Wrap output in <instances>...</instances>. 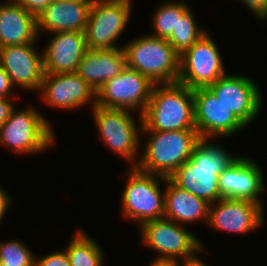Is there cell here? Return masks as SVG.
I'll return each mask as SVG.
<instances>
[{
    "instance_id": "cell-4",
    "label": "cell",
    "mask_w": 267,
    "mask_h": 266,
    "mask_svg": "<svg viewBox=\"0 0 267 266\" xmlns=\"http://www.w3.org/2000/svg\"><path fill=\"white\" fill-rule=\"evenodd\" d=\"M122 46L126 66L146 76L153 84L178 82L180 56L166 39L147 34Z\"/></svg>"
},
{
    "instance_id": "cell-1",
    "label": "cell",
    "mask_w": 267,
    "mask_h": 266,
    "mask_svg": "<svg viewBox=\"0 0 267 266\" xmlns=\"http://www.w3.org/2000/svg\"><path fill=\"white\" fill-rule=\"evenodd\" d=\"M211 140L200 138L191 158L169 177L177 186L209 204L222 199L219 175L239 156Z\"/></svg>"
},
{
    "instance_id": "cell-26",
    "label": "cell",
    "mask_w": 267,
    "mask_h": 266,
    "mask_svg": "<svg viewBox=\"0 0 267 266\" xmlns=\"http://www.w3.org/2000/svg\"><path fill=\"white\" fill-rule=\"evenodd\" d=\"M35 258L22 241H0V266H35Z\"/></svg>"
},
{
    "instance_id": "cell-12",
    "label": "cell",
    "mask_w": 267,
    "mask_h": 266,
    "mask_svg": "<svg viewBox=\"0 0 267 266\" xmlns=\"http://www.w3.org/2000/svg\"><path fill=\"white\" fill-rule=\"evenodd\" d=\"M245 125L258 118L262 94L254 80L242 74H224L207 87Z\"/></svg>"
},
{
    "instance_id": "cell-24",
    "label": "cell",
    "mask_w": 267,
    "mask_h": 266,
    "mask_svg": "<svg viewBox=\"0 0 267 266\" xmlns=\"http://www.w3.org/2000/svg\"><path fill=\"white\" fill-rule=\"evenodd\" d=\"M197 23L191 7L181 16H177L175 31L166 40L179 56L206 34Z\"/></svg>"
},
{
    "instance_id": "cell-33",
    "label": "cell",
    "mask_w": 267,
    "mask_h": 266,
    "mask_svg": "<svg viewBox=\"0 0 267 266\" xmlns=\"http://www.w3.org/2000/svg\"><path fill=\"white\" fill-rule=\"evenodd\" d=\"M11 201H13L12 197L0 187V223L11 205Z\"/></svg>"
},
{
    "instance_id": "cell-29",
    "label": "cell",
    "mask_w": 267,
    "mask_h": 266,
    "mask_svg": "<svg viewBox=\"0 0 267 266\" xmlns=\"http://www.w3.org/2000/svg\"><path fill=\"white\" fill-rule=\"evenodd\" d=\"M27 12L36 17L55 0H16Z\"/></svg>"
},
{
    "instance_id": "cell-10",
    "label": "cell",
    "mask_w": 267,
    "mask_h": 266,
    "mask_svg": "<svg viewBox=\"0 0 267 266\" xmlns=\"http://www.w3.org/2000/svg\"><path fill=\"white\" fill-rule=\"evenodd\" d=\"M153 83L138 71L125 67L96 92V105L109 109H123L143 115ZM139 110V111H138Z\"/></svg>"
},
{
    "instance_id": "cell-27",
    "label": "cell",
    "mask_w": 267,
    "mask_h": 266,
    "mask_svg": "<svg viewBox=\"0 0 267 266\" xmlns=\"http://www.w3.org/2000/svg\"><path fill=\"white\" fill-rule=\"evenodd\" d=\"M35 266H71L65 250L35 258Z\"/></svg>"
},
{
    "instance_id": "cell-25",
    "label": "cell",
    "mask_w": 267,
    "mask_h": 266,
    "mask_svg": "<svg viewBox=\"0 0 267 266\" xmlns=\"http://www.w3.org/2000/svg\"><path fill=\"white\" fill-rule=\"evenodd\" d=\"M189 4L184 1H166L156 8L152 15V27L154 33L150 34L155 37L167 39L172 31H175L177 16H181L188 8Z\"/></svg>"
},
{
    "instance_id": "cell-32",
    "label": "cell",
    "mask_w": 267,
    "mask_h": 266,
    "mask_svg": "<svg viewBox=\"0 0 267 266\" xmlns=\"http://www.w3.org/2000/svg\"><path fill=\"white\" fill-rule=\"evenodd\" d=\"M14 108V103L10 98L0 97V125L9 119Z\"/></svg>"
},
{
    "instance_id": "cell-21",
    "label": "cell",
    "mask_w": 267,
    "mask_h": 266,
    "mask_svg": "<svg viewBox=\"0 0 267 266\" xmlns=\"http://www.w3.org/2000/svg\"><path fill=\"white\" fill-rule=\"evenodd\" d=\"M36 16L27 12L16 0L0 3V45H22L37 42Z\"/></svg>"
},
{
    "instance_id": "cell-31",
    "label": "cell",
    "mask_w": 267,
    "mask_h": 266,
    "mask_svg": "<svg viewBox=\"0 0 267 266\" xmlns=\"http://www.w3.org/2000/svg\"><path fill=\"white\" fill-rule=\"evenodd\" d=\"M205 250V246L204 244H202V246L196 250L192 255L187 256L185 258H181L182 260H177L178 261V265L179 266H208L206 263L202 262L199 258H198V253H204ZM198 252V253H197Z\"/></svg>"
},
{
    "instance_id": "cell-30",
    "label": "cell",
    "mask_w": 267,
    "mask_h": 266,
    "mask_svg": "<svg viewBox=\"0 0 267 266\" xmlns=\"http://www.w3.org/2000/svg\"><path fill=\"white\" fill-rule=\"evenodd\" d=\"M13 88H14V86L11 82V79L9 78V75L0 66V97H8V98L14 99L15 98V97H13L14 93L12 94Z\"/></svg>"
},
{
    "instance_id": "cell-18",
    "label": "cell",
    "mask_w": 267,
    "mask_h": 266,
    "mask_svg": "<svg viewBox=\"0 0 267 266\" xmlns=\"http://www.w3.org/2000/svg\"><path fill=\"white\" fill-rule=\"evenodd\" d=\"M43 50L44 73H74L88 50L85 32H54Z\"/></svg>"
},
{
    "instance_id": "cell-34",
    "label": "cell",
    "mask_w": 267,
    "mask_h": 266,
    "mask_svg": "<svg viewBox=\"0 0 267 266\" xmlns=\"http://www.w3.org/2000/svg\"><path fill=\"white\" fill-rule=\"evenodd\" d=\"M149 266H179L177 260L152 259Z\"/></svg>"
},
{
    "instance_id": "cell-17",
    "label": "cell",
    "mask_w": 267,
    "mask_h": 266,
    "mask_svg": "<svg viewBox=\"0 0 267 266\" xmlns=\"http://www.w3.org/2000/svg\"><path fill=\"white\" fill-rule=\"evenodd\" d=\"M263 173L252 159L238 156L219 175V191L222 198L248 200L261 204L259 197L265 191Z\"/></svg>"
},
{
    "instance_id": "cell-35",
    "label": "cell",
    "mask_w": 267,
    "mask_h": 266,
    "mask_svg": "<svg viewBox=\"0 0 267 266\" xmlns=\"http://www.w3.org/2000/svg\"><path fill=\"white\" fill-rule=\"evenodd\" d=\"M58 1H64L65 2V1H74V0H58Z\"/></svg>"
},
{
    "instance_id": "cell-8",
    "label": "cell",
    "mask_w": 267,
    "mask_h": 266,
    "mask_svg": "<svg viewBox=\"0 0 267 266\" xmlns=\"http://www.w3.org/2000/svg\"><path fill=\"white\" fill-rule=\"evenodd\" d=\"M131 0H93L85 38L88 49H114L131 16Z\"/></svg>"
},
{
    "instance_id": "cell-14",
    "label": "cell",
    "mask_w": 267,
    "mask_h": 266,
    "mask_svg": "<svg viewBox=\"0 0 267 266\" xmlns=\"http://www.w3.org/2000/svg\"><path fill=\"white\" fill-rule=\"evenodd\" d=\"M39 92L42 101L52 108L69 111L96 105V92L76 72L45 73Z\"/></svg>"
},
{
    "instance_id": "cell-16",
    "label": "cell",
    "mask_w": 267,
    "mask_h": 266,
    "mask_svg": "<svg viewBox=\"0 0 267 266\" xmlns=\"http://www.w3.org/2000/svg\"><path fill=\"white\" fill-rule=\"evenodd\" d=\"M35 44L36 42L1 48L0 66L9 75L13 86L25 91H40L45 74L43 54L36 51Z\"/></svg>"
},
{
    "instance_id": "cell-20",
    "label": "cell",
    "mask_w": 267,
    "mask_h": 266,
    "mask_svg": "<svg viewBox=\"0 0 267 266\" xmlns=\"http://www.w3.org/2000/svg\"><path fill=\"white\" fill-rule=\"evenodd\" d=\"M125 67L126 56L123 47L88 49L78 64L76 73L97 92L105 82L118 76Z\"/></svg>"
},
{
    "instance_id": "cell-9",
    "label": "cell",
    "mask_w": 267,
    "mask_h": 266,
    "mask_svg": "<svg viewBox=\"0 0 267 266\" xmlns=\"http://www.w3.org/2000/svg\"><path fill=\"white\" fill-rule=\"evenodd\" d=\"M138 228L142 245L157 252L155 259L179 260L202 246L199 237L185 226L165 218L148 220Z\"/></svg>"
},
{
    "instance_id": "cell-15",
    "label": "cell",
    "mask_w": 267,
    "mask_h": 266,
    "mask_svg": "<svg viewBox=\"0 0 267 266\" xmlns=\"http://www.w3.org/2000/svg\"><path fill=\"white\" fill-rule=\"evenodd\" d=\"M264 207L248 200L222 198L209 208L208 225L215 230L246 234L264 222Z\"/></svg>"
},
{
    "instance_id": "cell-28",
    "label": "cell",
    "mask_w": 267,
    "mask_h": 266,
    "mask_svg": "<svg viewBox=\"0 0 267 266\" xmlns=\"http://www.w3.org/2000/svg\"><path fill=\"white\" fill-rule=\"evenodd\" d=\"M260 21L267 20V0H240Z\"/></svg>"
},
{
    "instance_id": "cell-11",
    "label": "cell",
    "mask_w": 267,
    "mask_h": 266,
    "mask_svg": "<svg viewBox=\"0 0 267 266\" xmlns=\"http://www.w3.org/2000/svg\"><path fill=\"white\" fill-rule=\"evenodd\" d=\"M215 41L206 33L180 55L178 82L190 89L207 88L226 74Z\"/></svg>"
},
{
    "instance_id": "cell-7",
    "label": "cell",
    "mask_w": 267,
    "mask_h": 266,
    "mask_svg": "<svg viewBox=\"0 0 267 266\" xmlns=\"http://www.w3.org/2000/svg\"><path fill=\"white\" fill-rule=\"evenodd\" d=\"M94 122L100 133V140L108 149L114 151L129 167H136L137 152L140 145V133L143 127L142 115H139V126L132 117V111L123 109H109L95 105L92 108ZM138 150V151H137Z\"/></svg>"
},
{
    "instance_id": "cell-13",
    "label": "cell",
    "mask_w": 267,
    "mask_h": 266,
    "mask_svg": "<svg viewBox=\"0 0 267 266\" xmlns=\"http://www.w3.org/2000/svg\"><path fill=\"white\" fill-rule=\"evenodd\" d=\"M195 129L201 138L228 137L246 126L208 88L193 89Z\"/></svg>"
},
{
    "instance_id": "cell-2",
    "label": "cell",
    "mask_w": 267,
    "mask_h": 266,
    "mask_svg": "<svg viewBox=\"0 0 267 266\" xmlns=\"http://www.w3.org/2000/svg\"><path fill=\"white\" fill-rule=\"evenodd\" d=\"M142 131L195 129L193 90L180 82L154 84Z\"/></svg>"
},
{
    "instance_id": "cell-6",
    "label": "cell",
    "mask_w": 267,
    "mask_h": 266,
    "mask_svg": "<svg viewBox=\"0 0 267 266\" xmlns=\"http://www.w3.org/2000/svg\"><path fill=\"white\" fill-rule=\"evenodd\" d=\"M128 168V179L120 198L123 216L139 226L148 220L164 218L165 189L160 190L159 183L166 181V177L136 167Z\"/></svg>"
},
{
    "instance_id": "cell-3",
    "label": "cell",
    "mask_w": 267,
    "mask_h": 266,
    "mask_svg": "<svg viewBox=\"0 0 267 266\" xmlns=\"http://www.w3.org/2000/svg\"><path fill=\"white\" fill-rule=\"evenodd\" d=\"M141 132L148 137L136 168L166 178L191 158L201 138L196 129Z\"/></svg>"
},
{
    "instance_id": "cell-22",
    "label": "cell",
    "mask_w": 267,
    "mask_h": 266,
    "mask_svg": "<svg viewBox=\"0 0 267 266\" xmlns=\"http://www.w3.org/2000/svg\"><path fill=\"white\" fill-rule=\"evenodd\" d=\"M164 183L165 219L181 225L198 220L208 223L210 208L208 202L180 188L170 178H166Z\"/></svg>"
},
{
    "instance_id": "cell-23",
    "label": "cell",
    "mask_w": 267,
    "mask_h": 266,
    "mask_svg": "<svg viewBox=\"0 0 267 266\" xmlns=\"http://www.w3.org/2000/svg\"><path fill=\"white\" fill-rule=\"evenodd\" d=\"M90 236L80 229L72 235L71 241L64 249L71 266H103V250Z\"/></svg>"
},
{
    "instance_id": "cell-19",
    "label": "cell",
    "mask_w": 267,
    "mask_h": 266,
    "mask_svg": "<svg viewBox=\"0 0 267 266\" xmlns=\"http://www.w3.org/2000/svg\"><path fill=\"white\" fill-rule=\"evenodd\" d=\"M93 0L58 1L49 4L37 17L38 35L47 32H85Z\"/></svg>"
},
{
    "instance_id": "cell-5",
    "label": "cell",
    "mask_w": 267,
    "mask_h": 266,
    "mask_svg": "<svg viewBox=\"0 0 267 266\" xmlns=\"http://www.w3.org/2000/svg\"><path fill=\"white\" fill-rule=\"evenodd\" d=\"M38 109L14 108L9 119L0 125V145L17 154L43 153L55 142L48 119Z\"/></svg>"
}]
</instances>
